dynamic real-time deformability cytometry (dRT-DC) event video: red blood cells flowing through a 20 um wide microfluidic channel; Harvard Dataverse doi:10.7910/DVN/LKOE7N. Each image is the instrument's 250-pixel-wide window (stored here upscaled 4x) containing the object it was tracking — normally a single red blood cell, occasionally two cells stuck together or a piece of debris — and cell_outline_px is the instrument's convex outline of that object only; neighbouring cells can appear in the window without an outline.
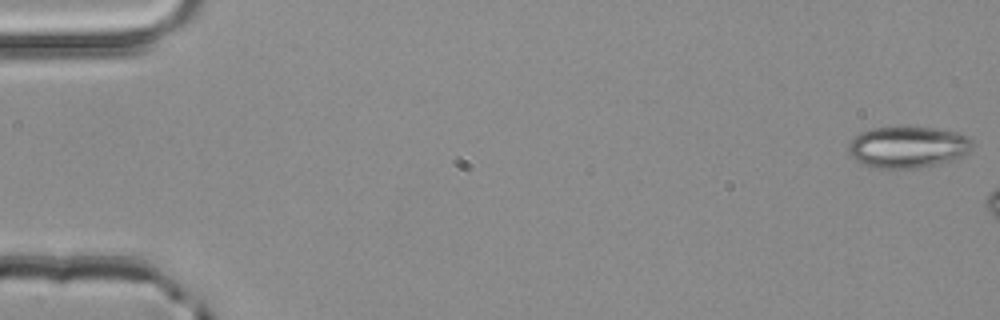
{"species": "common noctule bat (a hibernating species)", "species_latin": "Nyctalus noctula", "temperature_condition": "room temperature", "stored_images_in_passage": 8, "camera_frame_rate_fps": 3000, "um_per_image_px": 0.085, "animal": {"sex": "male", "body_mass_g": 20.4}, "frame": {"image": 1, "passage_image": 1, "time_ms": 0.0, "image_size_px": [1000, 320], "cell_outline_px": [[972, 148], [964, 156], [916, 168], [876, 168], [860, 164], [848, 152], [848, 144], [860, 132], [872, 128], [936, 128], [956, 132], [968, 136], [972, 140]], "centroid_in_image_um": [77.14, 12.5], "position_along_channel_um": 7.9, "area_um2": 29.59}}